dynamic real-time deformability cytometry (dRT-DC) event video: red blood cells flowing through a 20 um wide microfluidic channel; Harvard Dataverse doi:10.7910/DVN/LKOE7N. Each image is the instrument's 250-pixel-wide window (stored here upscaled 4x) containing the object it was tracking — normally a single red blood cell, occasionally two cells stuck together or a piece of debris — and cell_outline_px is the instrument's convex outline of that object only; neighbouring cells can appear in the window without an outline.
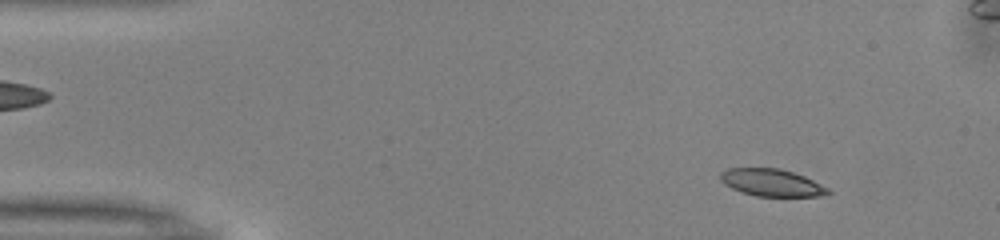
{"species": "common noctule bat (a hibernating species)", "species_latin": "Nyctalus noctula", "temperature_condition": "warm", "stored_images_in_passage": 50, "camera_frame_rate_fps": 3000, "um_per_image_px": 0.085, "animal": {"sex": "male", "body_mass_g": 13.0, "forearm_length_mm": 53.1}, "frame": {"image": 1, "passage_image": 5, "time_ms": 1.333, "image_size_px": [1000, 240], "cell_outline_px": [[832, 192], [824, 196], [756, 196], [740, 192], [724, 184], [720, 180], [720, 172], [728, 168], [780, 168], [804, 176], [828, 188]], "centroid_in_image_um": [65.57, 15.52], "position_along_channel_um": 19.4, "area_um2": 17.11}}
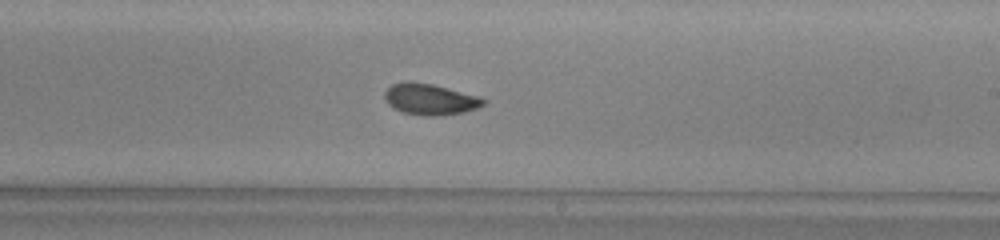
{"frame": {"image": 2, "passage_image": 29, "time_ms": 9.333, "image_size_px": [1000, 240], "cell_outline_px": [[488, 100], [484, 104], [476, 108], [464, 112], [436, 116], [424, 116], [404, 112], [388, 104], [384, 100], [384, 92], [392, 84], [404, 80], [412, 80], [432, 84], [476, 96]], "centroid_in_image_um": [36.51, 8.42], "position_along_channel_um": 252.5, "area_um2": 17.86}}
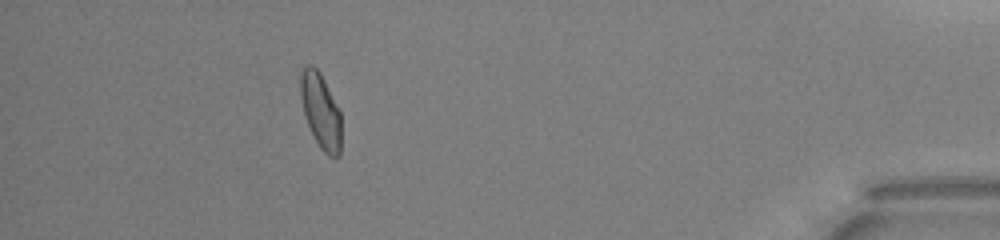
{"frame": {"image": 3, "passage_image": 45, "time_ms": 14.667, "image_size_px": [1000, 240], "cell_outline_px": [[340, 156], [328, 156], [320, 148], [308, 124], [304, 112], [300, 96], [300, 72], [308, 64], [312, 64], [320, 72], [340, 112]], "centroid_in_image_um": [27.24, 9.4], "position_along_channel_um": 408.0, "area_um2": 17.51}, "authors_computed_cell_mechanics": {"area_um2": 17.7446, "velocity_mm_per_s": 4.0184, "shape_relaxation_time_tau1_ms": 3.9827, "shape_relaxation_time_tau2_ms": 1.2254, "deformation_change_tau1": 0.1119, "deformation_change_tau2": 0.0677}}